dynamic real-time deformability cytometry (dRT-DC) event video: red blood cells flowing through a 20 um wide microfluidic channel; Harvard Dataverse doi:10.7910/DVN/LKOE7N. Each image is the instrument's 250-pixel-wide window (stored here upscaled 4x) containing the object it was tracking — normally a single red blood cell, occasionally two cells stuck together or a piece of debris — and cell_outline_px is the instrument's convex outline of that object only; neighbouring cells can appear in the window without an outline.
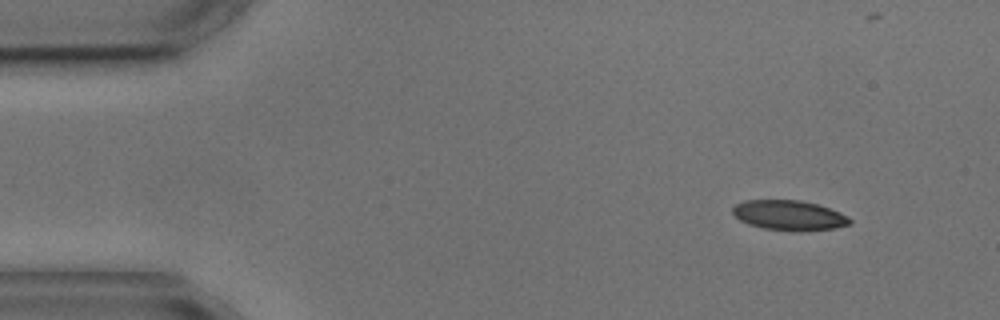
{"species": "common noctule bat (a hibernating species)", "species_latin": "Nyctalus noctula", "temperature_condition": "cold", "stored_images_in_passage": 3, "camera_frame_rate_fps": 3000, "um_per_image_px": 0.085, "animal": {"sex": "male", "body_mass_g": 17.9, "forearm_length_mm": 54.2}, "frame": {"image": 1, "passage_image": 1, "time_ms": 0.0, "image_size_px": [1000, 320], "cell_outline_px": [[852, 224], [832, 228], [796, 232], [764, 228], [748, 224], [740, 220], [732, 212], [732, 208], [736, 204], [744, 200], [800, 200], [816, 204], [828, 208], [848, 216], [852, 220]], "centroid_in_image_um": [67.07, 18.3], "position_along_channel_um": 17.9, "area_um2": 20.4}}
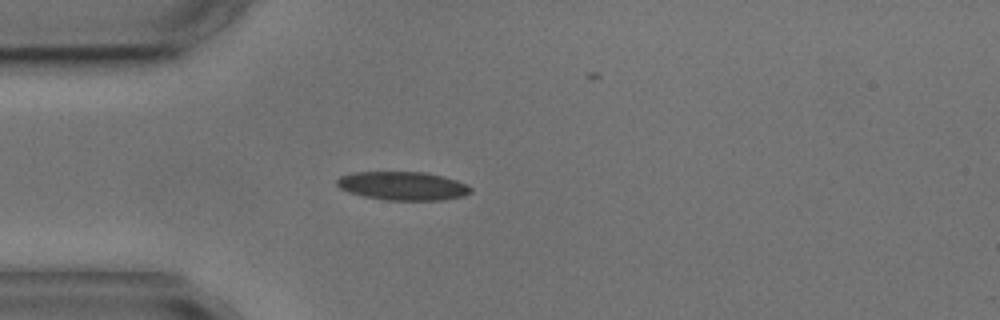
{"frame": {"image": 2, "passage_image": 3, "time_ms": 3.0, "image_size_px": [1000, 320], "cell_outline_px": [[472, 192], [464, 196], [444, 200], [384, 200], [364, 196], [348, 192], [340, 188], [336, 184], [336, 180], [340, 176], [352, 172], [428, 172], [444, 176], [456, 180], [472, 188]], "centroid_in_image_um": [34.24, 15.8], "position_along_channel_um": 50.8, "area_um2": 22.43}}